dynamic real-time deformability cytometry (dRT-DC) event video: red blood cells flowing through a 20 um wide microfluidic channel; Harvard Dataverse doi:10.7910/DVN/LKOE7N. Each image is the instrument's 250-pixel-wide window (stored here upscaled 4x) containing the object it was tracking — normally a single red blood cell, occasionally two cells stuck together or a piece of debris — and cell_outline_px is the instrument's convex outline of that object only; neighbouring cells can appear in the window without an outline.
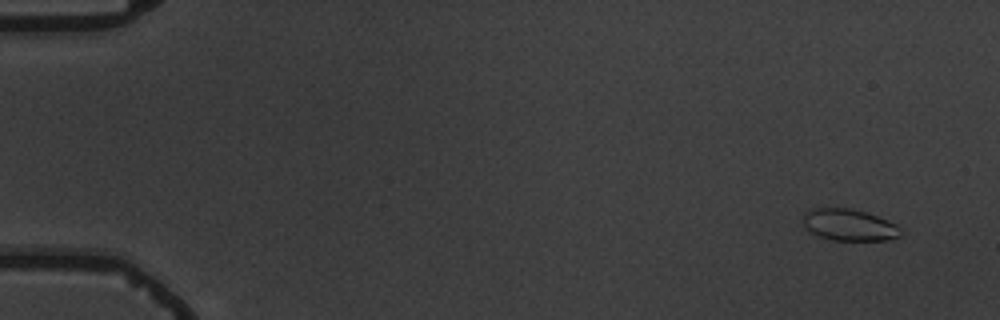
{"species": "common noctule bat (a hibernating species)", "species_latin": "Nyctalus noctula", "temperature_condition": "warm", "stored_images_in_passage": 5, "camera_frame_rate_fps": 3000, "um_per_image_px": 0.085, "animal": {"sex": "male", "body_mass_g": 19.5, "forearm_length_mm": 54.6}, "frame": {"image": 1, "passage_image": 1, "time_ms": 0.0, "image_size_px": [1000, 320], "cell_outline_px": [[904, 236], [888, 240], [832, 240], [808, 232], [804, 224], [804, 212], [812, 208], [848, 208], [864, 212], [876, 216], [896, 224], [900, 228]], "centroid_in_image_um": [72.19, 19.13], "position_along_channel_um": 12.8, "area_um2": 18.03}}
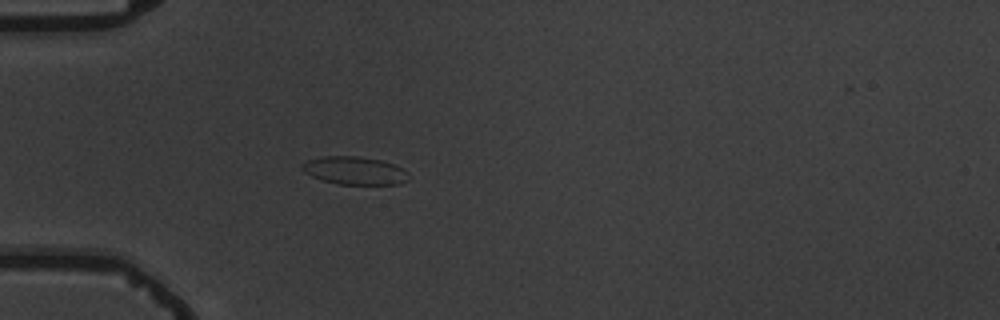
{"frame": {"image": 2, "passage_image": 5, "time_ms": 4.667, "image_size_px": [1000, 320], "cell_outline_px": [[408, 180], [400, 184], [340, 184], [324, 180], [312, 176], [304, 172], [300, 168], [300, 164], [308, 160], [320, 156], [360, 156], [380, 160], [404, 168], [408, 172]], "centroid_in_image_um": [30.14, 14.49], "position_along_channel_um": 54.9, "area_um2": 17.4}}